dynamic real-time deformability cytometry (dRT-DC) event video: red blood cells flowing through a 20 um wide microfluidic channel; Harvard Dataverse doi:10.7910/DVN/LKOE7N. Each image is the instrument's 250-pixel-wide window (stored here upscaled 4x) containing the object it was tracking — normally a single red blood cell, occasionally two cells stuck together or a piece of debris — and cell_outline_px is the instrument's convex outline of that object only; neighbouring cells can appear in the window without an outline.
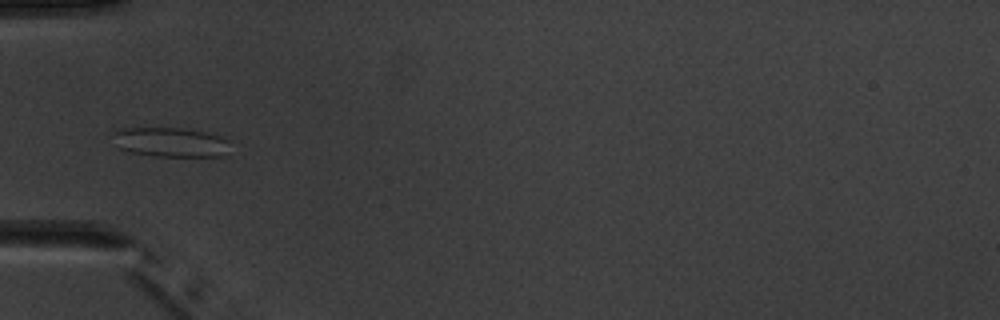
{"species": "common noctule bat (a hibernating species)", "species_latin": "Nyctalus noctula", "temperature_condition": "warm", "stored_images_in_passage": 6, "camera_frame_rate_fps": 3000, "um_per_image_px": 0.085, "animal": {"sex": "male", "body_mass_g": 20.1, "forearm_length_mm": 53.5}, "frame": {"image": 1, "passage_image": 6, "time_ms": 5.667, "image_size_px": [1000, 320], "cell_outline_px": [[228, 140], [220, 156], [156, 156], [132, 152], [120, 148], [112, 132], [128, 128], [184, 128], [204, 132], [220, 136]], "centroid_in_image_um": [14.46, 12.07], "position_along_channel_um": 70.5, "area_um2": 19.42}}